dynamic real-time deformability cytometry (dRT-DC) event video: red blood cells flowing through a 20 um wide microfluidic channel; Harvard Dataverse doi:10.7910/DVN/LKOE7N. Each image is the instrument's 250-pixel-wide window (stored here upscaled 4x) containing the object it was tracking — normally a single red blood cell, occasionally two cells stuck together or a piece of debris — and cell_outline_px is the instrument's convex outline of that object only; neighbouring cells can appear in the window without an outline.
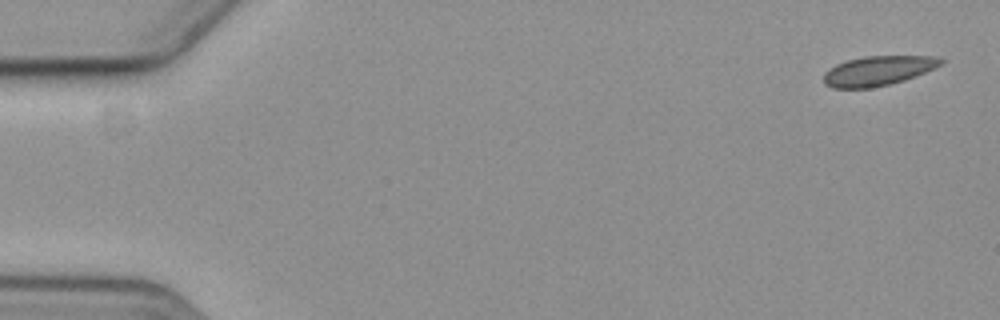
{"species": "common noctule bat (a hibernating species)", "species_latin": "Nyctalus noctula", "temperature_condition": "cold", "stored_images_in_passage": 6, "camera_frame_rate_fps": 3000, "um_per_image_px": 0.085, "animal": {"sex": "female", "body_mass_g": 19.3, "forearm_length_mm": 54.1}, "frame": {"image": 1, "passage_image": 1, "time_ms": 0.0, "image_size_px": [1000, 320], "cell_outline_px": [[944, 60], [940, 64], [916, 76], [904, 80], [872, 88], [832, 88], [824, 84], [824, 72], [828, 68], [836, 64], [848, 60], [864, 56], [940, 56]], "centroid_in_image_um": [74.59, 6.01], "position_along_channel_um": 10.4, "area_um2": 20.17}}
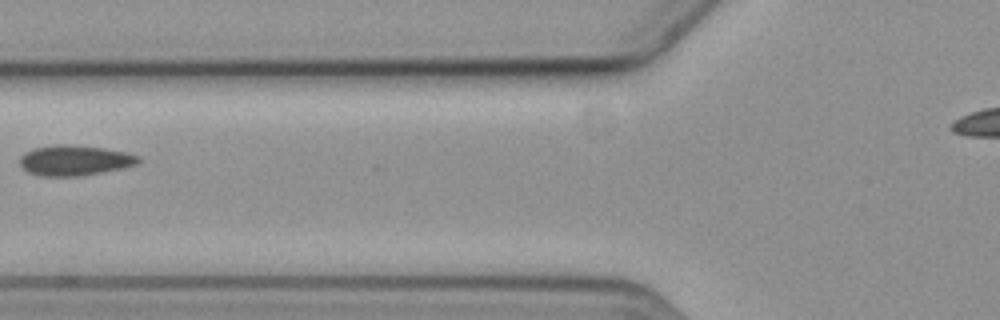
{"frame": {"image": 2, "passage_image": 6, "time_ms": 7.0, "image_size_px": [1000, 320], "cell_outline_px": [[140, 164], [100, 172], [76, 176], [40, 176], [28, 172], [20, 164], [20, 156], [24, 152], [32, 148], [56, 144], [64, 144], [104, 148], [124, 152], [140, 156]], "centroid_in_image_um": [6.32, 13.62], "position_along_channel_um": 119.5, "area_um2": 20.87}}